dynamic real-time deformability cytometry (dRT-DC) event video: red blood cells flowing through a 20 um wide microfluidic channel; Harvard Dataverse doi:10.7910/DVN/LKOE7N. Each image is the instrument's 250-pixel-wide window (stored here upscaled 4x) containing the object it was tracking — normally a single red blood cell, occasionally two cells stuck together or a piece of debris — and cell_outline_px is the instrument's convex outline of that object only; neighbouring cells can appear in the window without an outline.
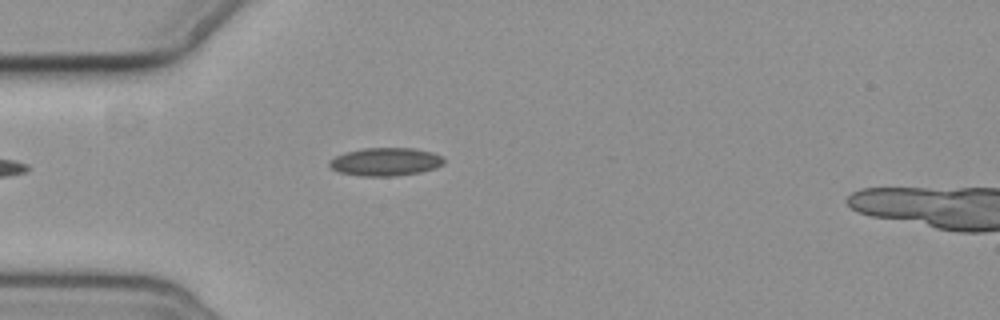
{"species": "common noctule bat (a hibernating species)", "species_latin": "Nyctalus noctula", "temperature_condition": "cold", "stored_images_in_passage": 4, "camera_frame_rate_fps": 3000, "um_per_image_px": 0.085, "animal": {"sex": "female", "body_mass_g": 19.3, "forearm_length_mm": 54.1}, "frame": {"image": 1, "passage_image": 4, "time_ms": 4.667, "image_size_px": [1000, 320], "cell_outline_px": [[444, 164], [436, 168], [420, 172], [392, 176], [360, 176], [340, 172], [332, 168], [328, 164], [328, 160], [344, 152], [364, 148], [412, 148], [432, 152], [444, 156]], "centroid_in_image_um": [32.78, 13.74], "position_along_channel_um": 52.2, "area_um2": 18.84}}